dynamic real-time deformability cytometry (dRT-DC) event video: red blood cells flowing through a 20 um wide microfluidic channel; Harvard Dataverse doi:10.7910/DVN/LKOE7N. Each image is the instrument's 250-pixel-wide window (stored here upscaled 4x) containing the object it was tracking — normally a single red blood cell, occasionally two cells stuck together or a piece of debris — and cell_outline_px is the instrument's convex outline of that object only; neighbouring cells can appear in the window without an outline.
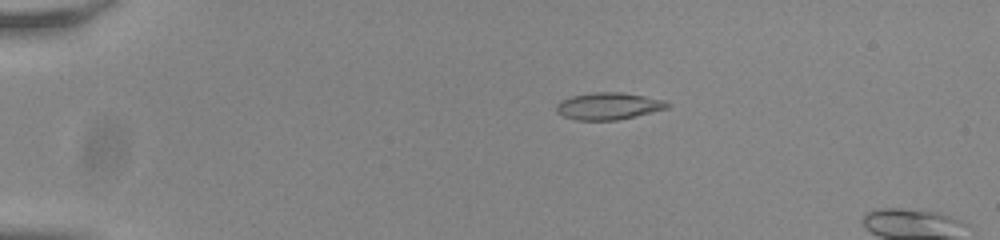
{"species": "common noctule bat (a hibernating species)", "species_latin": "Nyctalus noctula", "temperature_condition": "room temperature", "stored_images_in_passage": 11, "camera_frame_rate_fps": 3000, "um_per_image_px": 0.085, "animal": {"sex": "male", "body_mass_g": 20.0, "forearm_length_mm": 53.3}, "frame": {"image": 1, "passage_image": 5, "time_ms": 1.333, "image_size_px": [1000, 240], "cell_outline_px": [[672, 104], [668, 108], [636, 116], [616, 120], [576, 120], [564, 116], [556, 112], [556, 104], [560, 100], [572, 96], [596, 92], [620, 92], [644, 96], [664, 100]], "centroid_in_image_um": [51.72, 9.02], "position_along_channel_um": 33.3, "area_um2": 17.46}}